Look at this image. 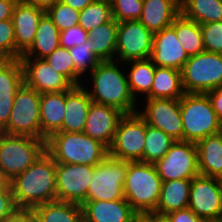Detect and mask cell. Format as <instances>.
I'll return each instance as SVG.
<instances>
[{
  "mask_svg": "<svg viewBox=\"0 0 222 222\" xmlns=\"http://www.w3.org/2000/svg\"><path fill=\"white\" fill-rule=\"evenodd\" d=\"M45 151L56 163L96 166L108 156V148L83 132H55L45 141Z\"/></svg>",
  "mask_w": 222,
  "mask_h": 222,
  "instance_id": "obj_3",
  "label": "cell"
},
{
  "mask_svg": "<svg viewBox=\"0 0 222 222\" xmlns=\"http://www.w3.org/2000/svg\"><path fill=\"white\" fill-rule=\"evenodd\" d=\"M45 11L24 0H18L11 17L15 42L16 59L31 47L34 42L38 24Z\"/></svg>",
  "mask_w": 222,
  "mask_h": 222,
  "instance_id": "obj_17",
  "label": "cell"
},
{
  "mask_svg": "<svg viewBox=\"0 0 222 222\" xmlns=\"http://www.w3.org/2000/svg\"><path fill=\"white\" fill-rule=\"evenodd\" d=\"M14 7L0 8V21L11 19Z\"/></svg>",
  "mask_w": 222,
  "mask_h": 222,
  "instance_id": "obj_51",
  "label": "cell"
},
{
  "mask_svg": "<svg viewBox=\"0 0 222 222\" xmlns=\"http://www.w3.org/2000/svg\"><path fill=\"white\" fill-rule=\"evenodd\" d=\"M95 166L56 163V200L82 204Z\"/></svg>",
  "mask_w": 222,
  "mask_h": 222,
  "instance_id": "obj_15",
  "label": "cell"
},
{
  "mask_svg": "<svg viewBox=\"0 0 222 222\" xmlns=\"http://www.w3.org/2000/svg\"><path fill=\"white\" fill-rule=\"evenodd\" d=\"M200 175L222 180V136L209 135L196 143Z\"/></svg>",
  "mask_w": 222,
  "mask_h": 222,
  "instance_id": "obj_25",
  "label": "cell"
},
{
  "mask_svg": "<svg viewBox=\"0 0 222 222\" xmlns=\"http://www.w3.org/2000/svg\"><path fill=\"white\" fill-rule=\"evenodd\" d=\"M192 179H178L162 183L160 198L155 212L169 214L188 208Z\"/></svg>",
  "mask_w": 222,
  "mask_h": 222,
  "instance_id": "obj_26",
  "label": "cell"
},
{
  "mask_svg": "<svg viewBox=\"0 0 222 222\" xmlns=\"http://www.w3.org/2000/svg\"><path fill=\"white\" fill-rule=\"evenodd\" d=\"M24 83L39 94L63 92L74 85L62 74L53 69L45 59L20 58Z\"/></svg>",
  "mask_w": 222,
  "mask_h": 222,
  "instance_id": "obj_16",
  "label": "cell"
},
{
  "mask_svg": "<svg viewBox=\"0 0 222 222\" xmlns=\"http://www.w3.org/2000/svg\"><path fill=\"white\" fill-rule=\"evenodd\" d=\"M17 208L12 192H0V221L12 214Z\"/></svg>",
  "mask_w": 222,
  "mask_h": 222,
  "instance_id": "obj_44",
  "label": "cell"
},
{
  "mask_svg": "<svg viewBox=\"0 0 222 222\" xmlns=\"http://www.w3.org/2000/svg\"><path fill=\"white\" fill-rule=\"evenodd\" d=\"M217 133L222 136V118L219 119L218 132Z\"/></svg>",
  "mask_w": 222,
  "mask_h": 222,
  "instance_id": "obj_53",
  "label": "cell"
},
{
  "mask_svg": "<svg viewBox=\"0 0 222 222\" xmlns=\"http://www.w3.org/2000/svg\"><path fill=\"white\" fill-rule=\"evenodd\" d=\"M23 83L21 60H4L0 64V132L7 126L16 92Z\"/></svg>",
  "mask_w": 222,
  "mask_h": 222,
  "instance_id": "obj_20",
  "label": "cell"
},
{
  "mask_svg": "<svg viewBox=\"0 0 222 222\" xmlns=\"http://www.w3.org/2000/svg\"><path fill=\"white\" fill-rule=\"evenodd\" d=\"M184 94L180 70L155 67L153 86L143 99H180Z\"/></svg>",
  "mask_w": 222,
  "mask_h": 222,
  "instance_id": "obj_28",
  "label": "cell"
},
{
  "mask_svg": "<svg viewBox=\"0 0 222 222\" xmlns=\"http://www.w3.org/2000/svg\"><path fill=\"white\" fill-rule=\"evenodd\" d=\"M0 58L2 60L16 59V42L11 19L0 21Z\"/></svg>",
  "mask_w": 222,
  "mask_h": 222,
  "instance_id": "obj_40",
  "label": "cell"
},
{
  "mask_svg": "<svg viewBox=\"0 0 222 222\" xmlns=\"http://www.w3.org/2000/svg\"><path fill=\"white\" fill-rule=\"evenodd\" d=\"M181 78L185 93H207L222 86V54L203 51L189 57Z\"/></svg>",
  "mask_w": 222,
  "mask_h": 222,
  "instance_id": "obj_7",
  "label": "cell"
},
{
  "mask_svg": "<svg viewBox=\"0 0 222 222\" xmlns=\"http://www.w3.org/2000/svg\"><path fill=\"white\" fill-rule=\"evenodd\" d=\"M59 37L60 31L45 13L39 21L33 44L20 58L44 59L60 46Z\"/></svg>",
  "mask_w": 222,
  "mask_h": 222,
  "instance_id": "obj_27",
  "label": "cell"
},
{
  "mask_svg": "<svg viewBox=\"0 0 222 222\" xmlns=\"http://www.w3.org/2000/svg\"><path fill=\"white\" fill-rule=\"evenodd\" d=\"M205 51L222 54V21L200 24Z\"/></svg>",
  "mask_w": 222,
  "mask_h": 222,
  "instance_id": "obj_41",
  "label": "cell"
},
{
  "mask_svg": "<svg viewBox=\"0 0 222 222\" xmlns=\"http://www.w3.org/2000/svg\"><path fill=\"white\" fill-rule=\"evenodd\" d=\"M45 141L0 132V169L12 180L30 167L45 151Z\"/></svg>",
  "mask_w": 222,
  "mask_h": 222,
  "instance_id": "obj_6",
  "label": "cell"
},
{
  "mask_svg": "<svg viewBox=\"0 0 222 222\" xmlns=\"http://www.w3.org/2000/svg\"><path fill=\"white\" fill-rule=\"evenodd\" d=\"M180 14V0H143L139 21L155 34L171 26Z\"/></svg>",
  "mask_w": 222,
  "mask_h": 222,
  "instance_id": "obj_23",
  "label": "cell"
},
{
  "mask_svg": "<svg viewBox=\"0 0 222 222\" xmlns=\"http://www.w3.org/2000/svg\"><path fill=\"white\" fill-rule=\"evenodd\" d=\"M45 13L60 32L79 24L80 11L66 5L60 0Z\"/></svg>",
  "mask_w": 222,
  "mask_h": 222,
  "instance_id": "obj_37",
  "label": "cell"
},
{
  "mask_svg": "<svg viewBox=\"0 0 222 222\" xmlns=\"http://www.w3.org/2000/svg\"><path fill=\"white\" fill-rule=\"evenodd\" d=\"M117 29L118 22L112 18L88 32L92 52L100 61L115 60Z\"/></svg>",
  "mask_w": 222,
  "mask_h": 222,
  "instance_id": "obj_31",
  "label": "cell"
},
{
  "mask_svg": "<svg viewBox=\"0 0 222 222\" xmlns=\"http://www.w3.org/2000/svg\"><path fill=\"white\" fill-rule=\"evenodd\" d=\"M88 39V32L79 24L60 32V46L70 49L74 46L85 43Z\"/></svg>",
  "mask_w": 222,
  "mask_h": 222,
  "instance_id": "obj_42",
  "label": "cell"
},
{
  "mask_svg": "<svg viewBox=\"0 0 222 222\" xmlns=\"http://www.w3.org/2000/svg\"><path fill=\"white\" fill-rule=\"evenodd\" d=\"M36 7L44 10L45 12L53 7L59 0H24Z\"/></svg>",
  "mask_w": 222,
  "mask_h": 222,
  "instance_id": "obj_49",
  "label": "cell"
},
{
  "mask_svg": "<svg viewBox=\"0 0 222 222\" xmlns=\"http://www.w3.org/2000/svg\"><path fill=\"white\" fill-rule=\"evenodd\" d=\"M18 208L33 209L56 200V162L44 151L24 172L11 180Z\"/></svg>",
  "mask_w": 222,
  "mask_h": 222,
  "instance_id": "obj_2",
  "label": "cell"
},
{
  "mask_svg": "<svg viewBox=\"0 0 222 222\" xmlns=\"http://www.w3.org/2000/svg\"><path fill=\"white\" fill-rule=\"evenodd\" d=\"M181 14L199 24L222 21V0H180Z\"/></svg>",
  "mask_w": 222,
  "mask_h": 222,
  "instance_id": "obj_32",
  "label": "cell"
},
{
  "mask_svg": "<svg viewBox=\"0 0 222 222\" xmlns=\"http://www.w3.org/2000/svg\"><path fill=\"white\" fill-rule=\"evenodd\" d=\"M44 59L74 85V64L69 49L59 46Z\"/></svg>",
  "mask_w": 222,
  "mask_h": 222,
  "instance_id": "obj_38",
  "label": "cell"
},
{
  "mask_svg": "<svg viewBox=\"0 0 222 222\" xmlns=\"http://www.w3.org/2000/svg\"><path fill=\"white\" fill-rule=\"evenodd\" d=\"M92 100L83 85L65 91V115L58 132H83Z\"/></svg>",
  "mask_w": 222,
  "mask_h": 222,
  "instance_id": "obj_22",
  "label": "cell"
},
{
  "mask_svg": "<svg viewBox=\"0 0 222 222\" xmlns=\"http://www.w3.org/2000/svg\"><path fill=\"white\" fill-rule=\"evenodd\" d=\"M60 1L78 11H81L85 7L90 5L94 0H60Z\"/></svg>",
  "mask_w": 222,
  "mask_h": 222,
  "instance_id": "obj_48",
  "label": "cell"
},
{
  "mask_svg": "<svg viewBox=\"0 0 222 222\" xmlns=\"http://www.w3.org/2000/svg\"><path fill=\"white\" fill-rule=\"evenodd\" d=\"M175 142L168 134L146 123L145 145L143 162L154 164L165 156Z\"/></svg>",
  "mask_w": 222,
  "mask_h": 222,
  "instance_id": "obj_34",
  "label": "cell"
},
{
  "mask_svg": "<svg viewBox=\"0 0 222 222\" xmlns=\"http://www.w3.org/2000/svg\"><path fill=\"white\" fill-rule=\"evenodd\" d=\"M74 64V86L82 85L89 74L101 61L92 52L91 40L69 49ZM85 75V76H84Z\"/></svg>",
  "mask_w": 222,
  "mask_h": 222,
  "instance_id": "obj_35",
  "label": "cell"
},
{
  "mask_svg": "<svg viewBox=\"0 0 222 222\" xmlns=\"http://www.w3.org/2000/svg\"><path fill=\"white\" fill-rule=\"evenodd\" d=\"M83 222H137L141 217L124 199L84 201Z\"/></svg>",
  "mask_w": 222,
  "mask_h": 222,
  "instance_id": "obj_21",
  "label": "cell"
},
{
  "mask_svg": "<svg viewBox=\"0 0 222 222\" xmlns=\"http://www.w3.org/2000/svg\"><path fill=\"white\" fill-rule=\"evenodd\" d=\"M121 64L117 60L101 61L89 74L87 80L89 88L82 84L92 102L104 104L114 107L124 114H132L138 112V105L141 106V100L137 102L133 97L124 71V63ZM119 67H123L122 69ZM92 86V87H91ZM138 107V108H137Z\"/></svg>",
  "mask_w": 222,
  "mask_h": 222,
  "instance_id": "obj_1",
  "label": "cell"
},
{
  "mask_svg": "<svg viewBox=\"0 0 222 222\" xmlns=\"http://www.w3.org/2000/svg\"><path fill=\"white\" fill-rule=\"evenodd\" d=\"M112 18L117 22L139 20L142 14L143 0H112Z\"/></svg>",
  "mask_w": 222,
  "mask_h": 222,
  "instance_id": "obj_39",
  "label": "cell"
},
{
  "mask_svg": "<svg viewBox=\"0 0 222 222\" xmlns=\"http://www.w3.org/2000/svg\"><path fill=\"white\" fill-rule=\"evenodd\" d=\"M183 141L197 143L218 132L219 119L207 93H185L180 98Z\"/></svg>",
  "mask_w": 222,
  "mask_h": 222,
  "instance_id": "obj_5",
  "label": "cell"
},
{
  "mask_svg": "<svg viewBox=\"0 0 222 222\" xmlns=\"http://www.w3.org/2000/svg\"><path fill=\"white\" fill-rule=\"evenodd\" d=\"M37 222H83L82 206L66 201H50L34 207Z\"/></svg>",
  "mask_w": 222,
  "mask_h": 222,
  "instance_id": "obj_30",
  "label": "cell"
},
{
  "mask_svg": "<svg viewBox=\"0 0 222 222\" xmlns=\"http://www.w3.org/2000/svg\"><path fill=\"white\" fill-rule=\"evenodd\" d=\"M2 133L41 139L40 94L25 83L16 92L9 121Z\"/></svg>",
  "mask_w": 222,
  "mask_h": 222,
  "instance_id": "obj_8",
  "label": "cell"
},
{
  "mask_svg": "<svg viewBox=\"0 0 222 222\" xmlns=\"http://www.w3.org/2000/svg\"><path fill=\"white\" fill-rule=\"evenodd\" d=\"M145 105L138 113L145 119L147 125L168 134L175 141L183 140V124L180 109V99H143Z\"/></svg>",
  "mask_w": 222,
  "mask_h": 222,
  "instance_id": "obj_14",
  "label": "cell"
},
{
  "mask_svg": "<svg viewBox=\"0 0 222 222\" xmlns=\"http://www.w3.org/2000/svg\"><path fill=\"white\" fill-rule=\"evenodd\" d=\"M218 119L222 118V86L207 92Z\"/></svg>",
  "mask_w": 222,
  "mask_h": 222,
  "instance_id": "obj_46",
  "label": "cell"
},
{
  "mask_svg": "<svg viewBox=\"0 0 222 222\" xmlns=\"http://www.w3.org/2000/svg\"><path fill=\"white\" fill-rule=\"evenodd\" d=\"M153 37L139 20L118 22L115 60L125 63L150 58Z\"/></svg>",
  "mask_w": 222,
  "mask_h": 222,
  "instance_id": "obj_13",
  "label": "cell"
},
{
  "mask_svg": "<svg viewBox=\"0 0 222 222\" xmlns=\"http://www.w3.org/2000/svg\"><path fill=\"white\" fill-rule=\"evenodd\" d=\"M124 64L126 68L129 66V69H126L128 71L126 77L130 91L138 102L140 99L139 96L146 97L150 93L153 86L156 66L152 63L150 58L131 60Z\"/></svg>",
  "mask_w": 222,
  "mask_h": 222,
  "instance_id": "obj_29",
  "label": "cell"
},
{
  "mask_svg": "<svg viewBox=\"0 0 222 222\" xmlns=\"http://www.w3.org/2000/svg\"><path fill=\"white\" fill-rule=\"evenodd\" d=\"M124 115L114 107L92 102L83 133L109 148L112 145L118 123Z\"/></svg>",
  "mask_w": 222,
  "mask_h": 222,
  "instance_id": "obj_18",
  "label": "cell"
},
{
  "mask_svg": "<svg viewBox=\"0 0 222 222\" xmlns=\"http://www.w3.org/2000/svg\"><path fill=\"white\" fill-rule=\"evenodd\" d=\"M146 121L138 113L125 114L118 123L108 155L123 161L143 162Z\"/></svg>",
  "mask_w": 222,
  "mask_h": 222,
  "instance_id": "obj_10",
  "label": "cell"
},
{
  "mask_svg": "<svg viewBox=\"0 0 222 222\" xmlns=\"http://www.w3.org/2000/svg\"><path fill=\"white\" fill-rule=\"evenodd\" d=\"M163 182L192 179L200 174L196 143L175 141L163 158L154 163Z\"/></svg>",
  "mask_w": 222,
  "mask_h": 222,
  "instance_id": "obj_11",
  "label": "cell"
},
{
  "mask_svg": "<svg viewBox=\"0 0 222 222\" xmlns=\"http://www.w3.org/2000/svg\"><path fill=\"white\" fill-rule=\"evenodd\" d=\"M129 161L107 156L93 169L85 201L124 199V184Z\"/></svg>",
  "mask_w": 222,
  "mask_h": 222,
  "instance_id": "obj_9",
  "label": "cell"
},
{
  "mask_svg": "<svg viewBox=\"0 0 222 222\" xmlns=\"http://www.w3.org/2000/svg\"><path fill=\"white\" fill-rule=\"evenodd\" d=\"M112 19L111 3L94 0L80 11L79 25L87 32Z\"/></svg>",
  "mask_w": 222,
  "mask_h": 222,
  "instance_id": "obj_36",
  "label": "cell"
},
{
  "mask_svg": "<svg viewBox=\"0 0 222 222\" xmlns=\"http://www.w3.org/2000/svg\"><path fill=\"white\" fill-rule=\"evenodd\" d=\"M188 208L205 222L221 221L222 180L200 174L192 178Z\"/></svg>",
  "mask_w": 222,
  "mask_h": 222,
  "instance_id": "obj_12",
  "label": "cell"
},
{
  "mask_svg": "<svg viewBox=\"0 0 222 222\" xmlns=\"http://www.w3.org/2000/svg\"><path fill=\"white\" fill-rule=\"evenodd\" d=\"M137 222H145L142 218H140Z\"/></svg>",
  "mask_w": 222,
  "mask_h": 222,
  "instance_id": "obj_54",
  "label": "cell"
},
{
  "mask_svg": "<svg viewBox=\"0 0 222 222\" xmlns=\"http://www.w3.org/2000/svg\"><path fill=\"white\" fill-rule=\"evenodd\" d=\"M65 115V91L40 94L41 139L58 132Z\"/></svg>",
  "mask_w": 222,
  "mask_h": 222,
  "instance_id": "obj_24",
  "label": "cell"
},
{
  "mask_svg": "<svg viewBox=\"0 0 222 222\" xmlns=\"http://www.w3.org/2000/svg\"><path fill=\"white\" fill-rule=\"evenodd\" d=\"M167 215L172 222H205L196 216L190 208L173 211Z\"/></svg>",
  "mask_w": 222,
  "mask_h": 222,
  "instance_id": "obj_45",
  "label": "cell"
},
{
  "mask_svg": "<svg viewBox=\"0 0 222 222\" xmlns=\"http://www.w3.org/2000/svg\"><path fill=\"white\" fill-rule=\"evenodd\" d=\"M162 183L154 164L129 162L124 184L125 200L140 217L154 212L159 202Z\"/></svg>",
  "mask_w": 222,
  "mask_h": 222,
  "instance_id": "obj_4",
  "label": "cell"
},
{
  "mask_svg": "<svg viewBox=\"0 0 222 222\" xmlns=\"http://www.w3.org/2000/svg\"><path fill=\"white\" fill-rule=\"evenodd\" d=\"M18 0H0V8L15 7Z\"/></svg>",
  "mask_w": 222,
  "mask_h": 222,
  "instance_id": "obj_52",
  "label": "cell"
},
{
  "mask_svg": "<svg viewBox=\"0 0 222 222\" xmlns=\"http://www.w3.org/2000/svg\"><path fill=\"white\" fill-rule=\"evenodd\" d=\"M171 26L175 29L177 39L189 57L205 51L199 23L180 14Z\"/></svg>",
  "mask_w": 222,
  "mask_h": 222,
  "instance_id": "obj_33",
  "label": "cell"
},
{
  "mask_svg": "<svg viewBox=\"0 0 222 222\" xmlns=\"http://www.w3.org/2000/svg\"><path fill=\"white\" fill-rule=\"evenodd\" d=\"M0 192H12L11 179L0 169Z\"/></svg>",
  "mask_w": 222,
  "mask_h": 222,
  "instance_id": "obj_50",
  "label": "cell"
},
{
  "mask_svg": "<svg viewBox=\"0 0 222 222\" xmlns=\"http://www.w3.org/2000/svg\"><path fill=\"white\" fill-rule=\"evenodd\" d=\"M0 222H37V220L32 209L17 208Z\"/></svg>",
  "mask_w": 222,
  "mask_h": 222,
  "instance_id": "obj_43",
  "label": "cell"
},
{
  "mask_svg": "<svg viewBox=\"0 0 222 222\" xmlns=\"http://www.w3.org/2000/svg\"><path fill=\"white\" fill-rule=\"evenodd\" d=\"M100 1H107V2H111L112 0H100Z\"/></svg>",
  "mask_w": 222,
  "mask_h": 222,
  "instance_id": "obj_55",
  "label": "cell"
},
{
  "mask_svg": "<svg viewBox=\"0 0 222 222\" xmlns=\"http://www.w3.org/2000/svg\"><path fill=\"white\" fill-rule=\"evenodd\" d=\"M189 59L187 52L179 43L172 26L154 34L150 60L156 67L182 70Z\"/></svg>",
  "mask_w": 222,
  "mask_h": 222,
  "instance_id": "obj_19",
  "label": "cell"
},
{
  "mask_svg": "<svg viewBox=\"0 0 222 222\" xmlns=\"http://www.w3.org/2000/svg\"><path fill=\"white\" fill-rule=\"evenodd\" d=\"M145 222H172L167 214L149 212L141 217Z\"/></svg>",
  "mask_w": 222,
  "mask_h": 222,
  "instance_id": "obj_47",
  "label": "cell"
}]
</instances>
